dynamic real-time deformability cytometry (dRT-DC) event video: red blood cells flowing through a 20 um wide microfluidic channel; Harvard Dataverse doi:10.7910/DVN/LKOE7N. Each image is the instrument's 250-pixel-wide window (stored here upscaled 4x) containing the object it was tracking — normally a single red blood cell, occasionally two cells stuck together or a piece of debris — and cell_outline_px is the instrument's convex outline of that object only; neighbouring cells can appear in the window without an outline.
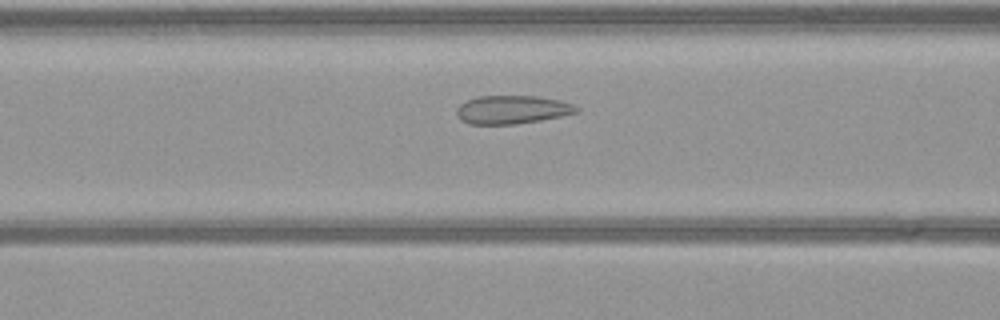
{"species": "common noctule bat (a hibernating species)", "species_latin": "Nyctalus noctula", "temperature_condition": "warm", "stored_images_in_passage": 50, "camera_frame_rate_fps": 3000, "um_per_image_px": 0.085, "animal": {"sex": "female", "body_mass_g": 21.9}, "frame": {"image": 1, "passage_image": 17, "time_ms": 5.333, "image_size_px": [1000, 320], "cell_outline_px": [[580, 112], [564, 116], [516, 124], [468, 124], [460, 120], [456, 116], [456, 108], [460, 104], [468, 100], [480, 96], [536, 96], [560, 100], [572, 104], [580, 108]], "centroid_in_image_um": [43.54, 9.33], "position_along_channel_um": 123.1, "area_um2": 20.0}}
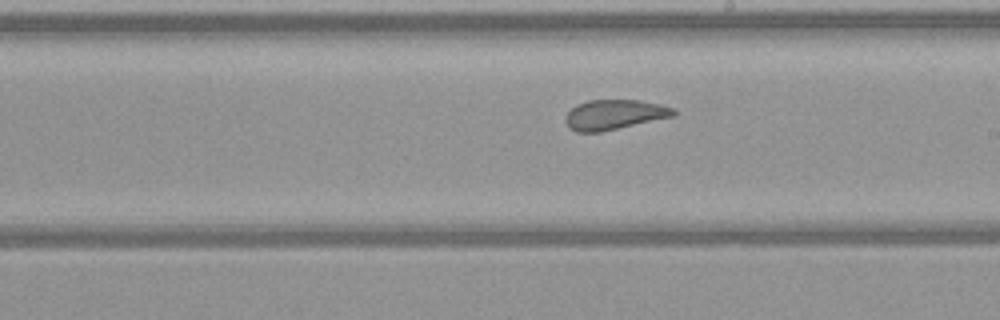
{"frame": {"image": 2, "passage_image": 26, "time_ms": 8.333, "image_size_px": [1000, 320], "cell_outline_px": [[676, 116], [600, 132], [576, 132], [568, 128], [564, 120], [564, 116], [576, 104], [588, 100], [640, 100], [660, 104], [676, 108]], "centroid_in_image_um": [52.22, 9.74], "position_along_channel_um": 236.8, "area_um2": 19.13}}
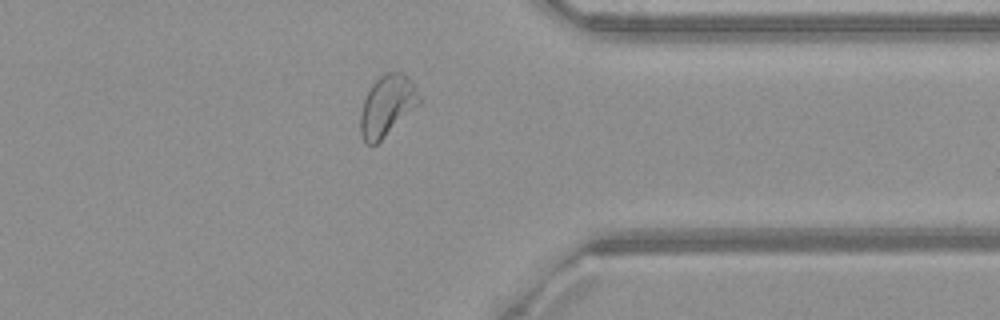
{"frame": {"image": 3, "passage_image": 38, "time_ms": 12.333, "image_size_px": [1000, 320], "cell_outline_px": [[420, 104], [376, 144], [368, 144], [364, 140], [360, 132], [360, 112], [364, 100], [372, 84], [384, 72], [400, 72], [408, 76], [416, 88], [420, 96]], "centroid_in_image_um": [32.9, 8.96], "position_along_channel_um": 378.5, "area_um2": 20.63}}